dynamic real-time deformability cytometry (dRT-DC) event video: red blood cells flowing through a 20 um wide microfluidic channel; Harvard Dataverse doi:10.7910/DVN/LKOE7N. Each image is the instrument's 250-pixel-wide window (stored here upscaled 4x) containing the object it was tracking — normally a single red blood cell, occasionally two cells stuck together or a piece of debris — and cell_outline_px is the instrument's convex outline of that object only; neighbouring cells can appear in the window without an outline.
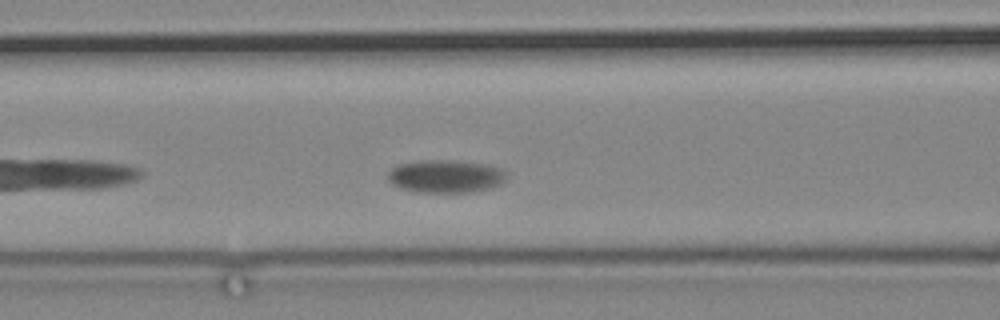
{"species": "common noctule bat (a hibernating species)", "species_latin": "Nyctalus noctula", "temperature_condition": "cold", "stored_images_in_passage": 29, "camera_frame_rate_fps": 3000, "um_per_image_px": 0.085, "animal": {"sex": "male", "body_mass_g": 19.2, "forearm_length_mm": 51.8}, "frame": {"image": 1, "passage_image": 7, "time_ms": 2.0, "image_size_px": [1000, 320], "cell_outline_px": [[508, 176], [500, 184], [492, 188], [468, 192], [420, 192], [400, 188], [392, 184], [388, 180], [388, 172], [396, 164], [420, 160], [452, 160], [484, 164], [504, 168], [508, 172]], "centroid_in_image_um": [37.9, 14.97], "position_along_channel_um": 128.7, "area_um2": 23.0}}
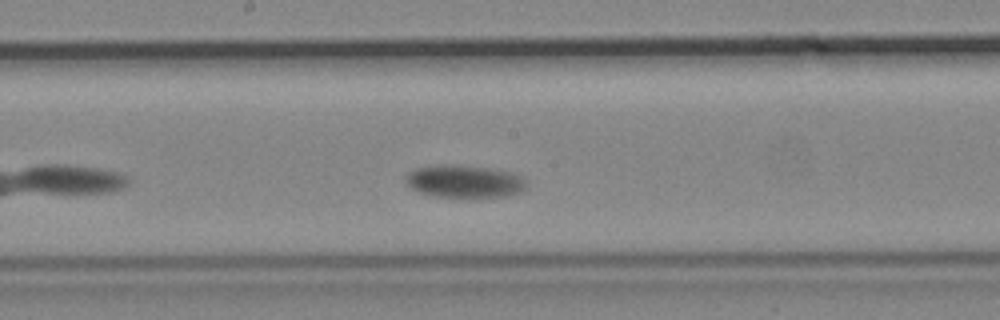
{"frame": {"image": 2, "passage_image": 15, "time_ms": 4.667, "image_size_px": [1000, 320], "cell_outline_px": [[528, 188], [520, 192], [508, 196], [436, 196], [420, 192], [412, 188], [404, 180], [404, 176], [408, 172], [416, 168], [452, 164], [456, 164], [488, 168], [508, 172], [520, 176], [528, 184]], "centroid_in_image_um": [39.48, 15.41], "position_along_channel_um": 208.7, "area_um2": 22.6}}
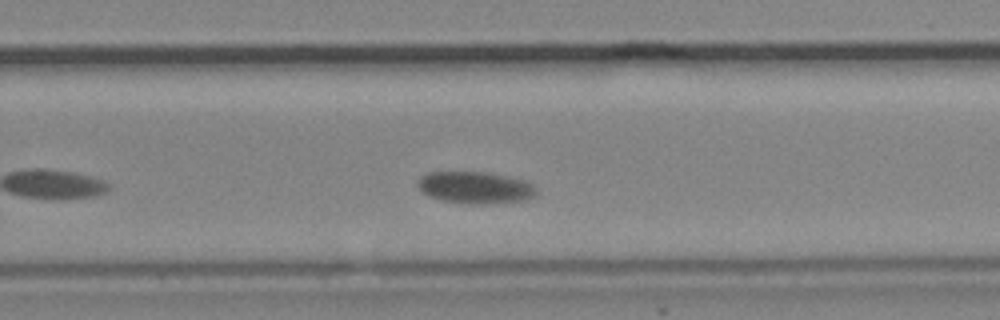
{"frame": {"image": 3, "passage_image": 23, "time_ms": 7.333, "image_size_px": [1000, 320], "cell_outline_px": [[536, 192], [532, 196], [524, 200], [488, 204], [468, 204], [440, 200], [428, 196], [416, 184], [416, 180], [420, 176], [428, 172], [488, 172], [508, 176], [532, 184], [536, 188]], "centroid_in_image_um": [40.33, 15.94], "position_along_channel_um": 289.5, "area_um2": 22.08}}